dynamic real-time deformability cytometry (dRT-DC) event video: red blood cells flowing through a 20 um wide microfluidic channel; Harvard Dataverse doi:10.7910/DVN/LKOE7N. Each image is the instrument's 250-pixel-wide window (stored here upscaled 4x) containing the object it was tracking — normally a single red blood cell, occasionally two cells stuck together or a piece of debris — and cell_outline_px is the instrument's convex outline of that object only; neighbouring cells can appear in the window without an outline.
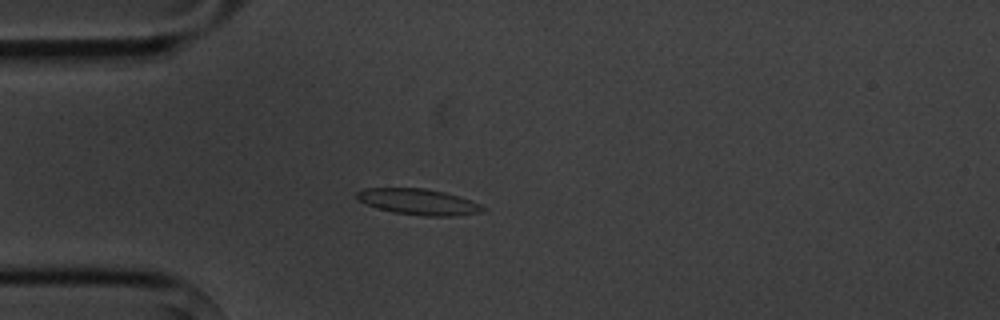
{"species": "common noctule bat (a hibernating species)", "species_latin": "Nyctalus noctula", "temperature_condition": "cold", "stored_images_in_passage": 5, "camera_frame_rate_fps": 3000, "um_per_image_px": 0.085, "animal": {"sex": "male", "body_mass_g": 20.1, "forearm_length_mm": 53.5}, "frame": {"image": 1, "passage_image": 4, "time_ms": 3.667, "image_size_px": [1000, 320], "cell_outline_px": [[484, 212], [452, 216], [424, 216], [392, 212], [376, 208], [360, 200], [356, 196], [356, 192], [364, 188], [424, 188], [444, 192], [460, 196], [472, 200], [480, 204], [484, 208]], "centroid_in_image_um": [35.59, 17.15], "position_along_channel_um": 49.4, "area_um2": 19.07}}